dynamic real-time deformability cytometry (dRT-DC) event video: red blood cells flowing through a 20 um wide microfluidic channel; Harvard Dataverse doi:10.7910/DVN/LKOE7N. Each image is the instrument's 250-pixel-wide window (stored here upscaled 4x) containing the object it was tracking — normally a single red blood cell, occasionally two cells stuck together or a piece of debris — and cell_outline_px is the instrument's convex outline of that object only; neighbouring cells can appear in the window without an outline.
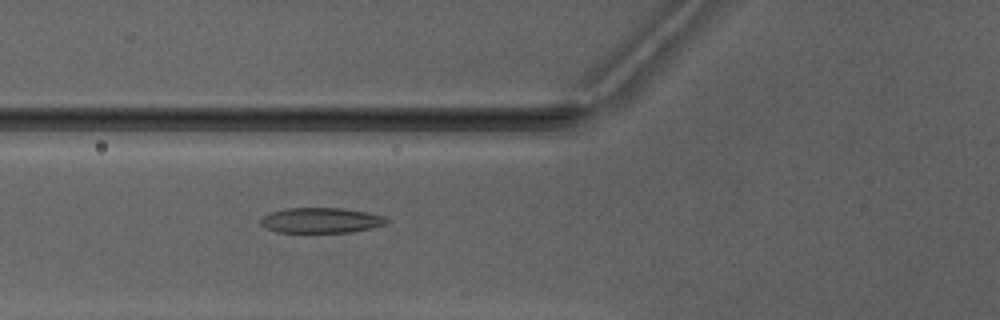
{"species": "Egyptian fruit bat (a non-hibernating species)", "species_latin": "Rousettus aegyptiacus", "temperature_condition": "warm", "stored_images_in_passage": 5, "camera_frame_rate_fps": 3000, "um_per_image_px": 0.085, "animal": {"sex": "male"}, "frame": {"image": 1, "passage_image": 5, "time_ms": 4.667, "image_size_px": [1000, 320], "cell_outline_px": [[388, 224], [372, 228], [348, 232], [276, 232], [264, 228], [260, 224], [260, 220], [264, 216], [272, 212], [284, 208], [344, 208], [368, 212], [384, 216], [388, 220]], "centroid_in_image_um": [27.29, 18.73], "position_along_channel_um": 98.5, "area_um2": 18.67}}